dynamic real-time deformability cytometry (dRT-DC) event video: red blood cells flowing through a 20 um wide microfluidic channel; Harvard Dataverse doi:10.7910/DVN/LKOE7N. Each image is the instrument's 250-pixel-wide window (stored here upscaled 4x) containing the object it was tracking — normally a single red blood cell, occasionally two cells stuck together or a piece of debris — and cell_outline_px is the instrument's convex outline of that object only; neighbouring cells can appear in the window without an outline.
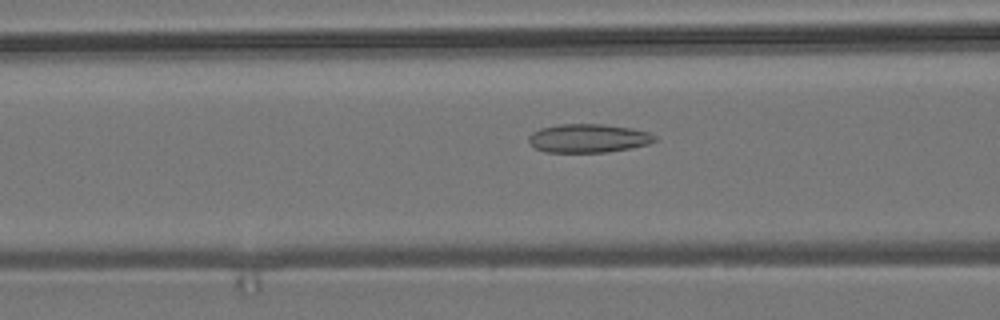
{"species": "common noctule bat (a hibernating species)", "species_latin": "Nyctalus noctula", "temperature_condition": "room temperature", "stored_images_in_passage": 54, "camera_frame_rate_fps": 3000, "um_per_image_px": 0.085, "animal": {"sex": "male", "body_mass_g": 19.2, "forearm_length_mm": 51.8}, "frame": {"image": 1, "passage_image": 22, "time_ms": 7.0, "image_size_px": [1000, 320], "cell_outline_px": [[656, 140], [648, 144], [632, 148], [608, 152], [544, 152], [536, 148], [528, 140], [528, 136], [532, 132], [540, 128], [556, 124], [604, 124], [632, 128], [648, 132], [656, 136]], "centroid_in_image_um": [50.0, 11.75], "position_along_channel_um": 116.6, "area_um2": 21.15}}
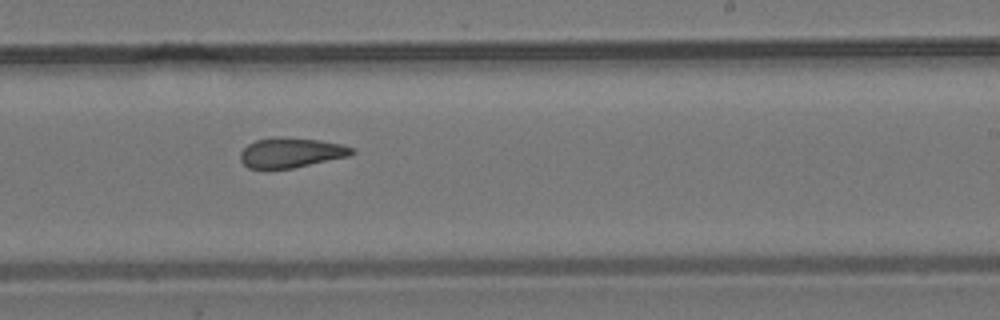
{"frame": {"image": 2, "passage_image": 34, "time_ms": 11.0, "image_size_px": [1000, 320], "cell_outline_px": [[356, 152], [348, 156], [292, 168], [248, 168], [240, 160], [240, 152], [248, 144], [256, 140], [320, 140], [344, 144], [356, 148]], "centroid_in_image_um": [24.79, 13.01], "position_along_channel_um": 264.2, "area_um2": 18.55}}
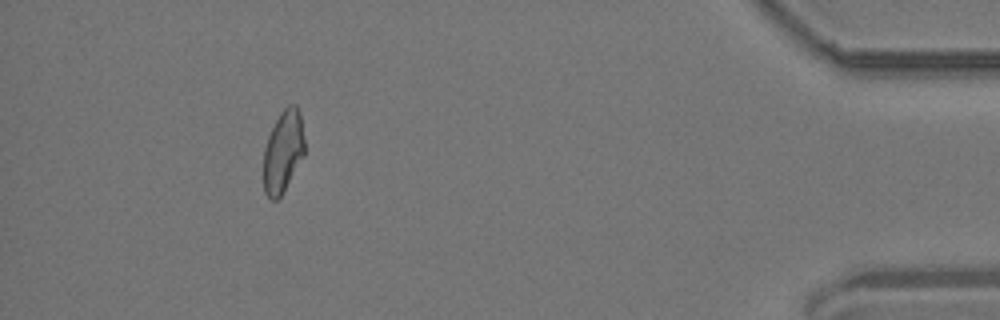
{"frame": {"image": 3, "passage_image": 51, "time_ms": 16.667, "image_size_px": [1000, 320], "cell_outline_px": [[304, 156], [280, 196], [276, 200], [268, 200], [264, 192], [264, 148], [268, 136], [280, 112], [288, 104], [296, 104], [300, 112], [304, 140]], "centroid_in_image_um": [24.06, 12.87], "position_along_channel_um": 411.1, "area_um2": 19.59}}